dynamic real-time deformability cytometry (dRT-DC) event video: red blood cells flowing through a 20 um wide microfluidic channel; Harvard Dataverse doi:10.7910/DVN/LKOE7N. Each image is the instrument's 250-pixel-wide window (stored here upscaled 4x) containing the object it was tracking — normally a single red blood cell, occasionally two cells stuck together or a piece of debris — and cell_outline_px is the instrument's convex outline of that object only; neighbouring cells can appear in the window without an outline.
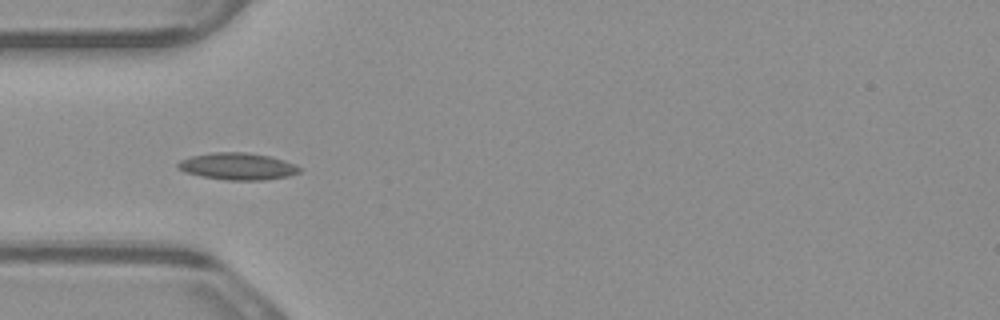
{"species": "common noctule bat (a hibernating species)", "species_latin": "Nyctalus noctula", "temperature_condition": "warm", "stored_images_in_passage": 6, "camera_frame_rate_fps": 3000, "um_per_image_px": 0.085, "animal": {"sex": "male", "body_mass_g": 23.1, "forearm_length_mm": 52.7}, "frame": {"image": 1, "passage_image": 5, "time_ms": 1.333, "image_size_px": [1000, 320], "cell_outline_px": [[300, 172], [288, 176], [264, 180], [224, 180], [200, 176], [184, 172], [176, 168], [176, 164], [180, 160], [192, 156], [212, 152], [248, 152], [268, 156], [284, 160], [296, 164], [300, 168]], "centroid_in_image_um": [20.16, 14.14], "position_along_channel_um": 64.8, "area_um2": 19.25}}
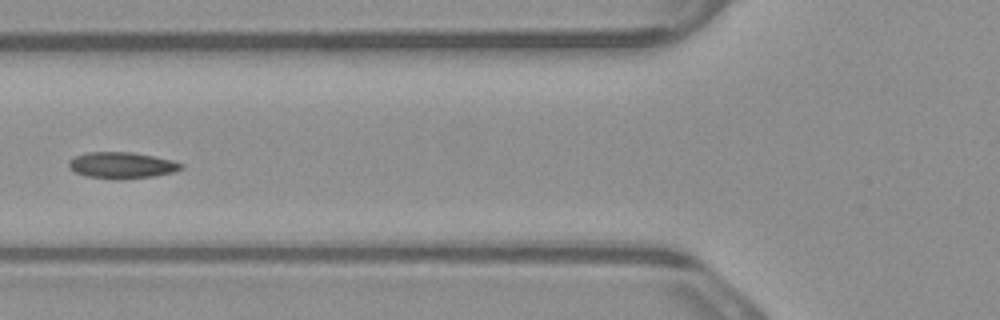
{"frame": {"image": 2, "passage_image": 6, "time_ms": 1.667, "image_size_px": [1000, 320], "cell_outline_px": [[184, 168], [172, 172], [156, 176], [116, 180], [84, 176], [68, 168], [68, 160], [76, 156], [88, 152], [132, 152], [172, 160], [184, 164]], "centroid_in_image_um": [10.34, 14.06], "position_along_channel_um": 115.5, "area_um2": 17.4}}